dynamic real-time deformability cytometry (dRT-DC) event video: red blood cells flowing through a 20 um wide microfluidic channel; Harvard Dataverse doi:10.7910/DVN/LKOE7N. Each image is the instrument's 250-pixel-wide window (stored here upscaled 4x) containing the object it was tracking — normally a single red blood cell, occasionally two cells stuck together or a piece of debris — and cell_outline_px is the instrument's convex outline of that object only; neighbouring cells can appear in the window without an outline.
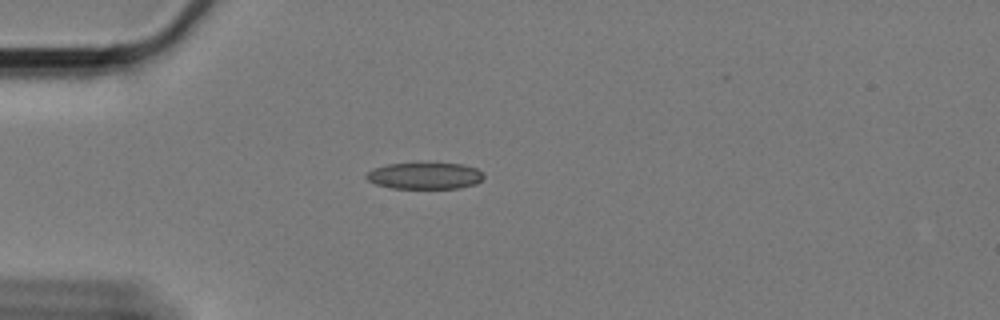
{"species": "Egyptian fruit bat (a non-hibernating species)", "species_latin": "Rousettus aegyptiacus", "temperature_condition": "cold", "stored_images_in_passage": 44, "camera_frame_rate_fps": 3000, "um_per_image_px": 0.085, "animal": {"sex": "female"}, "frame": {"image": 1, "passage_image": 1, "time_ms": 0.0, "image_size_px": [1000, 320], "cell_outline_px": [[484, 176], [476, 184], [460, 188], [392, 188], [376, 184], [368, 180], [364, 176], [372, 168], [388, 164], [464, 164], [476, 168], [484, 172]], "centroid_in_image_um": [36.12, 14.95], "position_along_channel_um": 48.9, "area_um2": 18.03}}
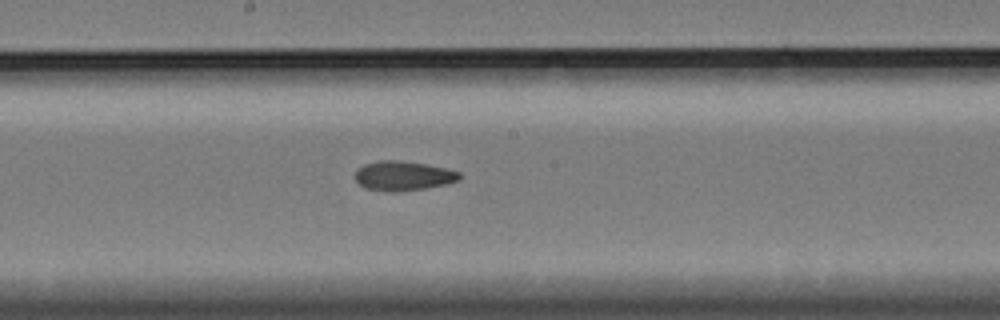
{"frame": {"image": 2, "passage_image": 17, "time_ms": 5.333, "image_size_px": [1000, 320], "cell_outline_px": [[460, 180], [448, 184], [424, 188], [396, 192], [392, 192], [364, 188], [356, 180], [356, 172], [364, 164], [380, 160], [396, 160], [424, 164], [444, 168], [460, 172]], "centroid_in_image_um": [34.28, 14.95], "position_along_channel_um": 213.9, "area_um2": 17.74}}
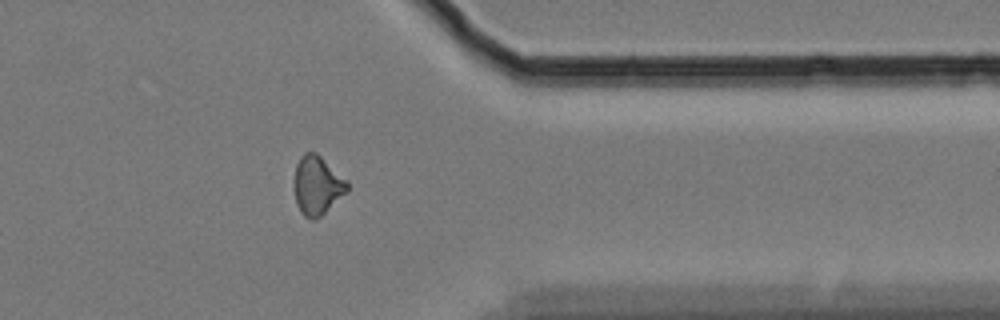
{"frame": {"image": 3, "passage_image": 33, "time_ms": 10.667, "image_size_px": [1000, 320], "cell_outline_px": [[348, 192], [320, 216], [312, 220], [304, 216], [300, 212], [296, 204], [296, 164], [300, 156], [304, 152], [316, 152], [348, 180]], "centroid_in_image_um": [27.0, 15.75], "position_along_channel_um": 384.4, "area_um2": 18.03}, "authors_computed_cell_mechanics": {"area_um2": 17.7446, "velocity_mm_per_s": 3.3628, "shape_relaxation_time_tau1_ms": null, "shape_relaxation_time_tau2_ms": 3.5566, "deformation_change_tau1": null, "deformation_change_tau2": 0.0987}}